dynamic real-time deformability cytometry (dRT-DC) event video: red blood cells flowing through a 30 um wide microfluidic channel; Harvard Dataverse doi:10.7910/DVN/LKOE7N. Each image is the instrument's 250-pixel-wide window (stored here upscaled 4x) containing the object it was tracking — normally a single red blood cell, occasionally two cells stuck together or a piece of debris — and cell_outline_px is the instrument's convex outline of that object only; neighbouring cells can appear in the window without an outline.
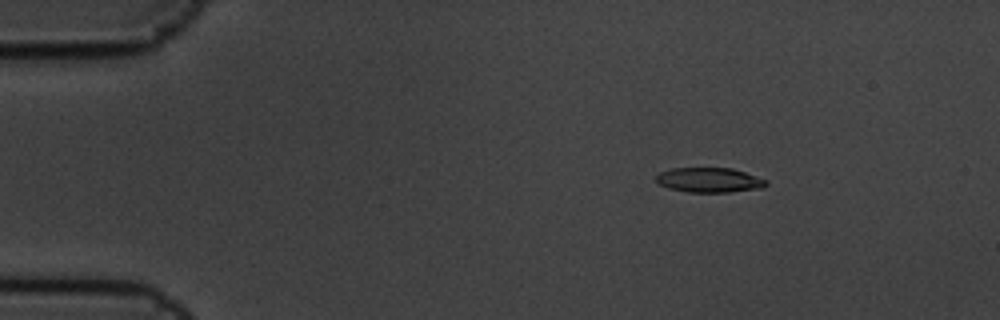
{"species": "common noctule bat (a hibernating species)", "species_latin": "Nyctalus noctula", "temperature_condition": "cold", "stored_images_in_passage": 4, "camera_frame_rate_fps": 3000, "um_per_image_px": 0.085, "animal": {"sex": "male", "body_mass_g": 19.5, "forearm_length_mm": 54.6}, "frame": {"image": 1, "passage_image": 2, "time_ms": 0.333, "image_size_px": [1000, 320], "cell_outline_px": [[768, 184], [764, 188], [728, 192], [688, 192], [668, 188], [660, 184], [656, 180], [656, 176], [660, 172], [672, 168], [732, 168], [768, 180]], "centroid_in_image_um": [60.32, 15.3], "position_along_channel_um": 24.7, "area_um2": 15.9}}
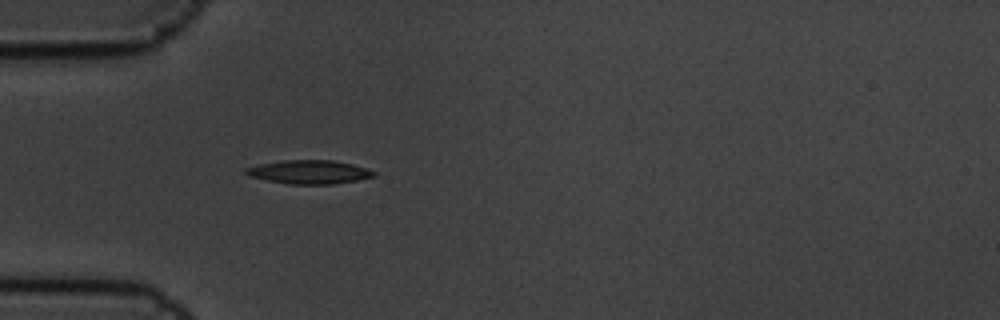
{"frame": {"image": 2, "passage_image": 4, "time_ms": 1.0, "image_size_px": [1000, 320], "cell_outline_px": [[376, 176], [356, 180], [332, 184], [288, 184], [248, 176], [244, 172], [244, 168], [260, 164], [284, 160], [332, 160], [352, 164], [376, 172]], "centroid_in_image_um": [26.25, 14.62], "position_along_channel_um": 58.7, "area_um2": 17.51}}